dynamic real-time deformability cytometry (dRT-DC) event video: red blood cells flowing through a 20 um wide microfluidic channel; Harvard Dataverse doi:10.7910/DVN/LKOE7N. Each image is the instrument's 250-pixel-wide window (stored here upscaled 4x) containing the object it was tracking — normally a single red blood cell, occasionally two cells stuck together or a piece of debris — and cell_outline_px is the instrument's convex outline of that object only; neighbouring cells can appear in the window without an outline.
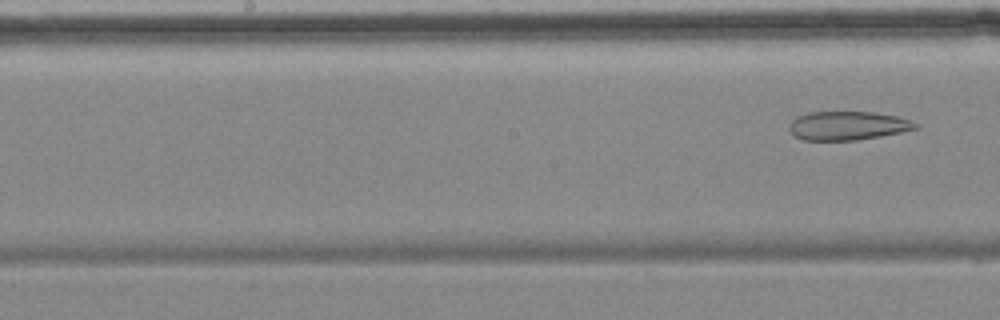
{"species": "common noctule bat (a hibernating species)", "species_latin": "Nyctalus noctula", "temperature_condition": "cold", "stored_images_in_passage": 7, "camera_frame_rate_fps": 3000, "um_per_image_px": 0.085, "animal": {"sex": "female", "body_mass_g": 18.4}, "frame": {"image": 1, "passage_image": 7, "time_ms": 8.333, "image_size_px": [1000, 320], "cell_outline_px": [[920, 128], [880, 136], [856, 140], [804, 140], [796, 136], [788, 128], [788, 124], [796, 116], [808, 112], [876, 112], [900, 116], [912, 120]], "centroid_in_image_um": [72.07, 10.67], "position_along_channel_um": 176.1, "area_um2": 21.27}}